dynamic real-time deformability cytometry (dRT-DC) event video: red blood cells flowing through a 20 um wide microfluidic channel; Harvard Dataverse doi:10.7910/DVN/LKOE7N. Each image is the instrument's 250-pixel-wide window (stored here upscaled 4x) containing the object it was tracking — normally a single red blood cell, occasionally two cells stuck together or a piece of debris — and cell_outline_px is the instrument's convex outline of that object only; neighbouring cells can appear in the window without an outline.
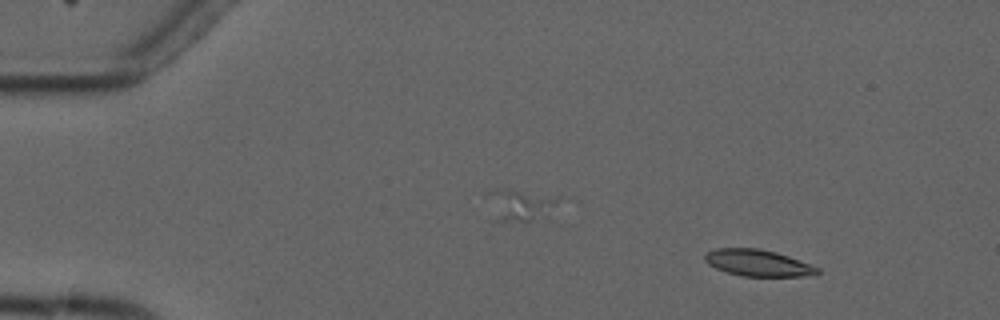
{"species": "common noctule bat (a hibernating species)", "species_latin": "Nyctalus noctula", "temperature_condition": "cold", "stored_images_in_passage": 5, "camera_frame_rate_fps": 3000, "um_per_image_px": 0.085, "animal": {"sex": "male", "forearm_length_mm": 52.5}, "frame": {"image": 1, "passage_image": 1, "time_ms": 0.0, "image_size_px": [1000, 320], "cell_outline_px": [[820, 272], [812, 276], [744, 276], [728, 272], [716, 268], [708, 264], [704, 260], [704, 256], [708, 252], [716, 248], [760, 248], [776, 252], [788, 256], [820, 268]], "centroid_in_image_um": [64.44, 22.34], "position_along_channel_um": 20.6, "area_um2": 17.34}}
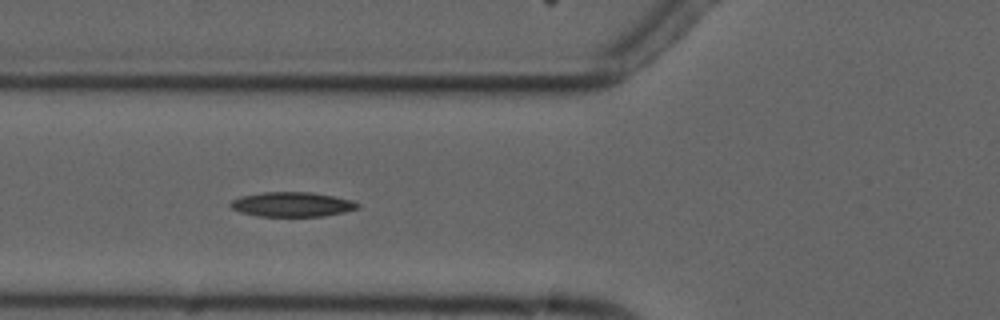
{"frame": {"image": 2, "passage_image": 5, "time_ms": 4.667, "image_size_px": [1000, 320], "cell_outline_px": [[360, 208], [344, 212], [324, 216], [256, 216], [240, 212], [232, 208], [228, 204], [232, 200], [240, 196], [260, 192], [312, 192], [352, 200], [360, 204]], "centroid_in_image_um": [24.81, 17.37], "position_along_channel_um": 101.0, "area_um2": 18.38}}